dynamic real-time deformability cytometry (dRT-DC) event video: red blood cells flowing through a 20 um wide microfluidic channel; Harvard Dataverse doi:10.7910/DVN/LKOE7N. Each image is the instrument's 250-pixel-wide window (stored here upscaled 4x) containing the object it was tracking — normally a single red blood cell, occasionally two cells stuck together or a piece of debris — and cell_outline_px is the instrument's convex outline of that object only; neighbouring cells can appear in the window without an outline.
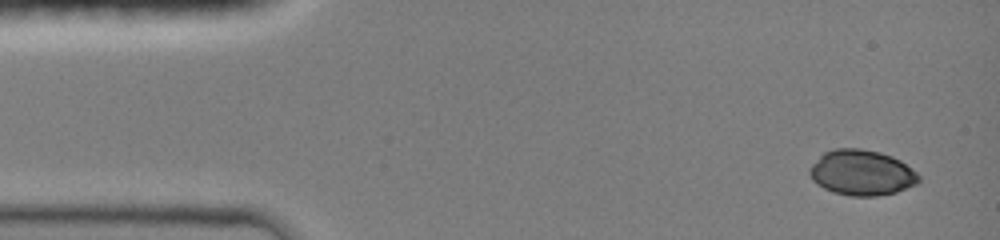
{"species": "common noctule bat (a hibernating species)", "species_latin": "Nyctalus noctula", "temperature_condition": "room temperature", "stored_images_in_passage": 4, "camera_frame_rate_fps": 3000, "um_per_image_px": 0.085, "animal": {"sex": "female", "body_mass_g": 19.0, "forearm_length_mm": 51.5}, "frame": {"image": 1, "passage_image": 1, "time_ms": 0.0, "image_size_px": [1000, 240], "cell_outline_px": [[920, 180], [916, 184], [896, 192], [876, 196], [852, 196], [832, 192], [824, 188], [812, 180], [808, 172], [812, 164], [824, 152], [836, 148], [860, 148], [880, 152], [892, 156], [900, 160], [916, 172], [920, 176]], "centroid_in_image_um": [73.24, 14.67], "position_along_channel_um": 11.8, "area_um2": 28.9}}
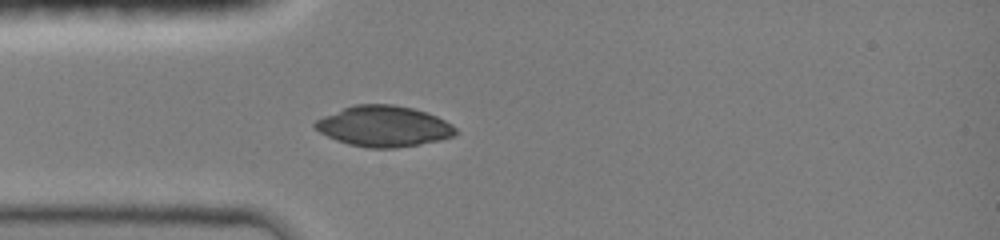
{"frame": {"image": 2, "passage_image": 4, "time_ms": 3.333, "image_size_px": [1000, 240], "cell_outline_px": [[456, 132], [452, 136], [440, 140], [396, 148], [368, 148], [348, 144], [336, 140], [320, 132], [312, 124], [316, 120], [324, 116], [344, 108], [356, 104], [392, 104], [412, 108], [436, 116], [452, 124], [456, 128]], "centroid_in_image_um": [32.61, 10.73], "position_along_channel_um": 52.4, "area_um2": 33.06}}